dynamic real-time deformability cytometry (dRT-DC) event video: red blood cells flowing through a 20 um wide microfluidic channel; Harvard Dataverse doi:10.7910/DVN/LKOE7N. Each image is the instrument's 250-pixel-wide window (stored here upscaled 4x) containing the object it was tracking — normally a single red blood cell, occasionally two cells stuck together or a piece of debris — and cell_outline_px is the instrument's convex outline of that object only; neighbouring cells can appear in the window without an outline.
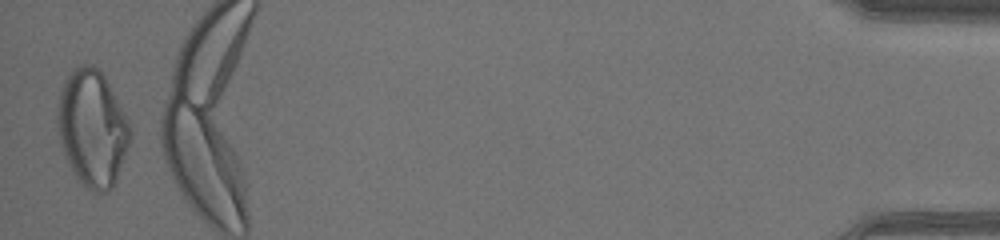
{"species": "human", "species_latin": "Homo sapiens", "temperature_condition": "warm", "stored_images_in_passage": 42, "camera_frame_rate_fps": 3000, "um_per_image_px": 0.085, "donor": {"sex": "male"}, "frame": {"image": 1, "passage_image": 42, "time_ms": 13.667, "image_size_px": [1000, 240], "cell_outline_px": [[132, 136], [116, 180], [112, 188], [108, 192], [96, 196], [76, 176], [68, 164], [60, 140], [56, 120], [56, 104], [64, 80], [76, 68], [84, 64], [92, 64], [104, 76], [132, 124]], "centroid_in_image_um": [7.86, 10.92], "position_along_channel_um": 427.3, "area_um2": 49.59}}